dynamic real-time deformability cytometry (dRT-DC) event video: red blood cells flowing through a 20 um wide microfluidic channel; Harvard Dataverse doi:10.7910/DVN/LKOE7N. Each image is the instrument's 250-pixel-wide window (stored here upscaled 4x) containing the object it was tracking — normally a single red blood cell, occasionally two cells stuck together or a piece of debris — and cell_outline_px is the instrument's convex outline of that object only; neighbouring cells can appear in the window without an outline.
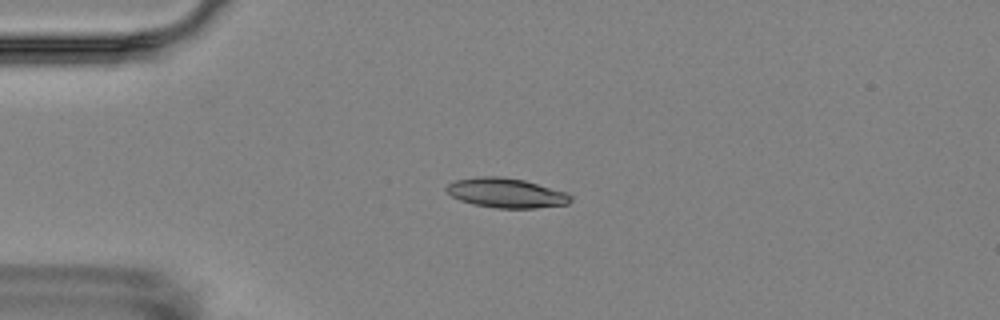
{"species": "Egyptian fruit bat (a non-hibernating species)", "species_latin": "Rousettus aegyptiacus", "temperature_condition": "room temperature", "stored_images_in_passage": 5, "camera_frame_rate_fps": 3000, "um_per_image_px": 0.085, "animal": {"sex": "female"}, "frame": {"image": 1, "passage_image": 3, "time_ms": 3.0, "image_size_px": [1000, 320], "cell_outline_px": [[572, 200], [568, 204], [536, 208], [496, 208], [472, 204], [460, 200], [452, 196], [444, 188], [448, 184], [456, 180], [476, 176], [500, 176], [524, 180], [568, 192], [572, 196]], "centroid_in_image_um": [43.04, 16.4], "position_along_channel_um": 42.0, "area_um2": 21.62}}